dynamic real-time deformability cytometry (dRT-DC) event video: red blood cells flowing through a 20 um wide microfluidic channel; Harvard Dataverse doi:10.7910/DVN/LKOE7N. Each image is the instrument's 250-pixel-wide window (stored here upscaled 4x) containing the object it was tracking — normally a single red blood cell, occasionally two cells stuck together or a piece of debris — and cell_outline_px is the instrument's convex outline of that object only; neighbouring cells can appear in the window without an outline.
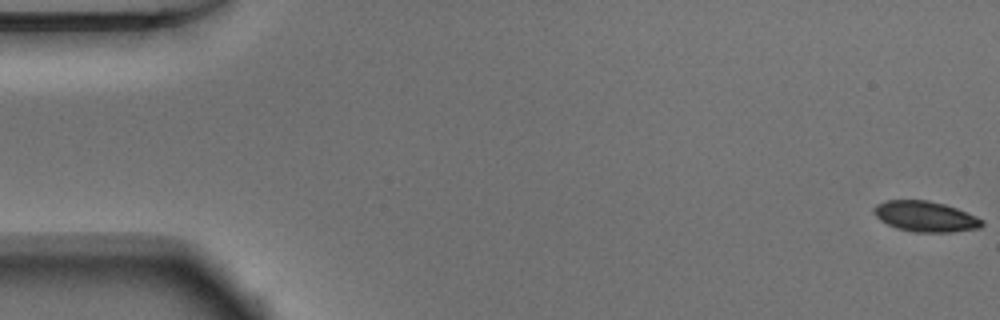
{"species": "Egyptian fruit bat (a non-hibernating species)", "species_latin": "Rousettus aegyptiacus", "temperature_condition": "warm", "stored_images_in_passage": 52, "camera_frame_rate_fps": 3000, "um_per_image_px": 0.085, "animal": {"sex": "male"}, "frame": {"image": 1, "passage_image": 1, "time_ms": 0.0, "image_size_px": [1000, 320], "cell_outline_px": [[984, 224], [980, 228], [952, 232], [912, 232], [888, 224], [880, 220], [872, 212], [872, 208], [876, 204], [888, 200], [928, 200], [944, 204], [956, 208], [976, 216], [984, 220]], "centroid_in_image_um": [78.66, 18.4], "position_along_channel_um": 6.3, "area_um2": 19.25}}
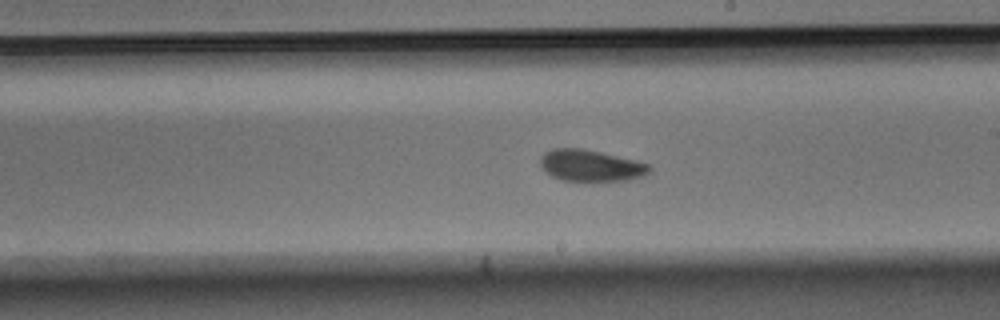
{"frame": {"image": 2, "passage_image": 30, "time_ms": 9.667, "image_size_px": [1000, 320], "cell_outline_px": [[652, 168], [648, 172], [640, 176], [628, 180], [560, 180], [544, 172], [540, 164], [540, 156], [544, 152], [552, 148], [584, 148], [636, 160], [648, 164]], "centroid_in_image_um": [50.15, 14.05], "position_along_channel_um": 238.8, "area_um2": 20.0}}
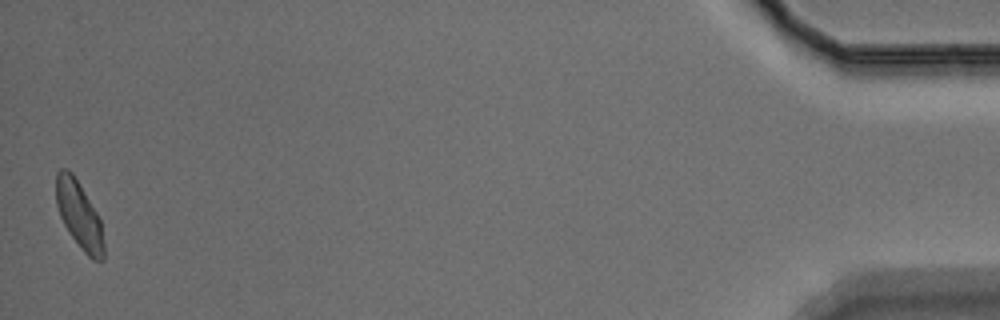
{"frame": {"image": 3, "passage_image": 52, "time_ms": 17.0, "image_size_px": [1000, 320], "cell_outline_px": [[104, 260], [92, 260], [84, 252], [68, 232], [60, 216], [56, 204], [56, 172], [60, 168], [68, 168], [72, 172], [96, 212], [100, 220], [104, 244]], "centroid_in_image_um": [6.71, 18.27], "position_along_channel_um": 428.5, "area_um2": 18.55}, "authors_computed_cell_mechanics": {"area_um2": 19.5364, "velocity_mm_per_s": 3.8721, "shape_relaxation_time_tau1_ms": 4.5634, "shape_relaxation_time_tau2_ms": 10.3495, "deformation_change_tau1": 0.1142, "deformation_change_tau2": 0.1236}}